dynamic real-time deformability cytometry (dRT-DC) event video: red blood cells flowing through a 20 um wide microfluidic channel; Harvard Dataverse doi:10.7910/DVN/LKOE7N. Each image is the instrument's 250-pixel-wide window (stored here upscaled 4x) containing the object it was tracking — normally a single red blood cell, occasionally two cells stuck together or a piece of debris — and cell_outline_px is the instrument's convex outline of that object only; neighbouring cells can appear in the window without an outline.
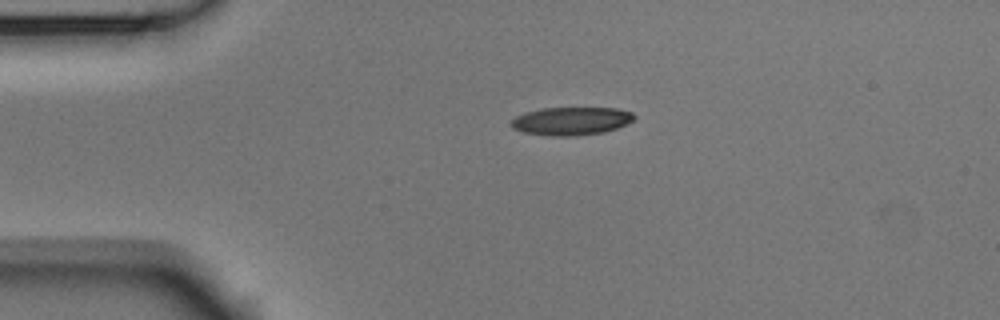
{"species": "Egyptian fruit bat (a non-hibernating species)", "species_latin": "Rousettus aegyptiacus", "temperature_condition": "room temperature", "stored_images_in_passage": 2, "camera_frame_rate_fps": 3000, "um_per_image_px": 0.085, "animal": {"sex": "male"}, "frame": {"image": 1, "passage_image": 1, "time_ms": 0.0, "image_size_px": [1000, 320], "cell_outline_px": [[636, 116], [632, 120], [616, 128], [604, 132], [576, 136], [552, 136], [524, 132], [512, 128], [508, 124], [516, 116], [524, 112], [544, 108], [616, 108], [632, 112]], "centroid_in_image_um": [48.52, 10.29], "position_along_channel_um": 36.5, "area_um2": 20.11}}